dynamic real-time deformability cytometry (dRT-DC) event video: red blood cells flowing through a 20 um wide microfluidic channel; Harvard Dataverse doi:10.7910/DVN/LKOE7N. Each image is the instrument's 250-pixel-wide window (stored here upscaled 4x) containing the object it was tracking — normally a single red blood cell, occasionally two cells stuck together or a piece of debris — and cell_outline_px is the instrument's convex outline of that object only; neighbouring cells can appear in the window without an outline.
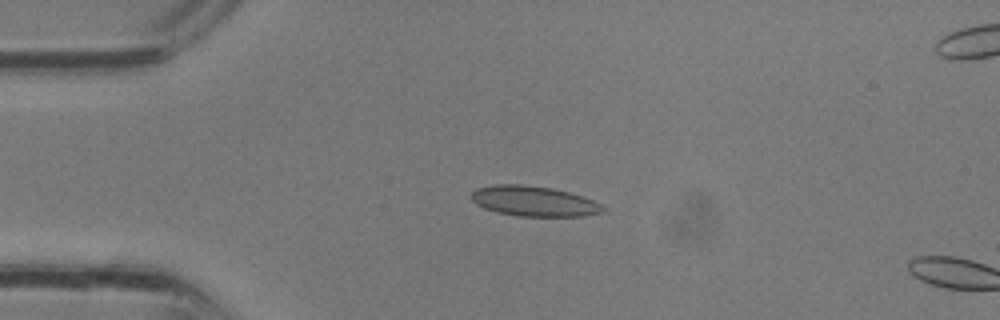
{"species": "common noctule bat (a hibernating species)", "species_latin": "Nyctalus noctula", "temperature_condition": "room temperature", "stored_images_in_passage": 4, "camera_frame_rate_fps": 3000, "um_per_image_px": 0.085, "animal": {"sex": "male", "body_mass_g": 13.3}, "frame": {"image": 1, "passage_image": 3, "time_ms": 0.667, "image_size_px": [1000, 320], "cell_outline_px": [[604, 212], [584, 216], [520, 216], [496, 212], [484, 208], [476, 204], [472, 200], [472, 192], [476, 188], [496, 184], [520, 184], [552, 188], [568, 192], [592, 200], [600, 204], [604, 208]], "centroid_in_image_um": [45.35, 17.1], "position_along_channel_um": 39.6, "area_um2": 23.0}}